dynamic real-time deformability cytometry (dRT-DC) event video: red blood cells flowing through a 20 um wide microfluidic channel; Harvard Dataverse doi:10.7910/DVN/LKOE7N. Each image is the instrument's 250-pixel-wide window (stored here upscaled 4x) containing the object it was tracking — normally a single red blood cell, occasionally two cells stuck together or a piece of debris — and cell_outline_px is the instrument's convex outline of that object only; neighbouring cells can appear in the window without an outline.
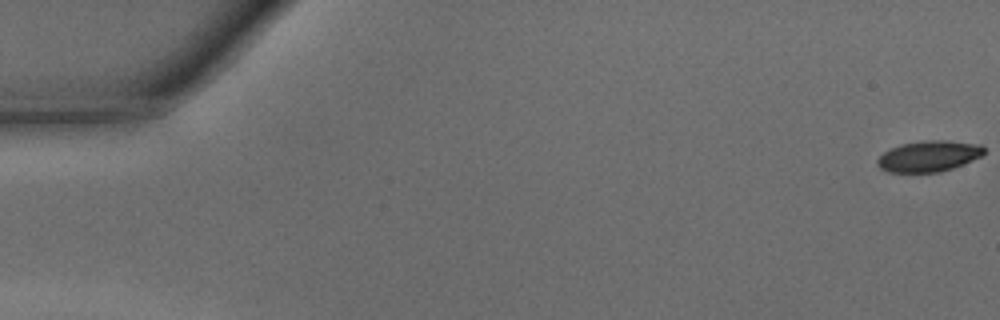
{"species": "common noctule bat (a hibernating species)", "species_latin": "Nyctalus noctula", "temperature_condition": "warm", "stored_images_in_passage": 48, "camera_frame_rate_fps": 3000, "um_per_image_px": 0.085, "animal": {"sex": "male", "body_mass_g": 15.6}, "frame": {"image": 1, "passage_image": 1, "time_ms": 0.0, "image_size_px": [1000, 320], "cell_outline_px": [[984, 152], [980, 156], [972, 160], [952, 168], [940, 172], [888, 172], [880, 168], [876, 164], [876, 160], [884, 152], [900, 144], [924, 140], [948, 140], [980, 144], [984, 148]], "centroid_in_image_um": [78.92, 13.27], "position_along_channel_um": 6.1, "area_um2": 19.19}}
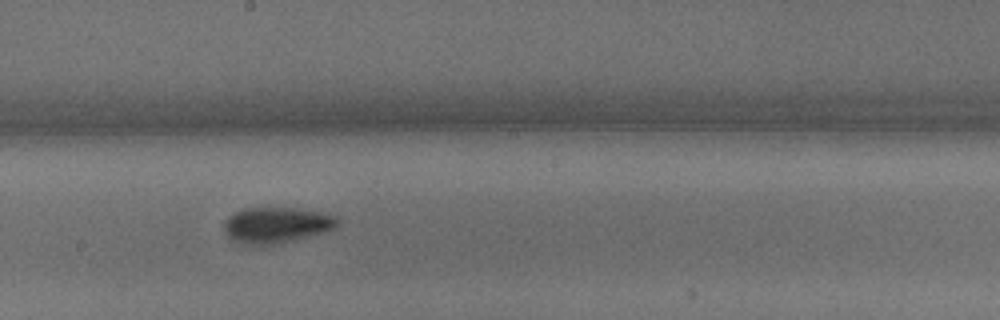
{"frame": {"image": 2, "passage_image": 27, "time_ms": 8.667, "image_size_px": [1000, 320], "cell_outline_px": [[340, 224], [336, 228], [324, 232], [292, 240], [272, 244], [244, 244], [232, 240], [224, 232], [224, 220], [228, 216], [244, 208], [296, 208], [324, 212], [336, 216], [340, 220]], "centroid_in_image_um": [23.52, 19.11], "position_along_channel_um": 224.7, "area_um2": 23.7}}
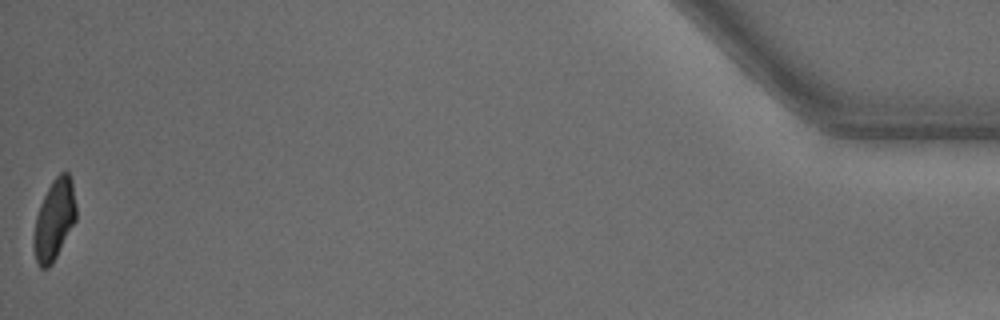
{"frame": {"image": 3, "passage_image": 48, "time_ms": 15.667, "image_size_px": [1000, 320], "cell_outline_px": [[76, 220], [52, 264], [48, 268], [40, 268], [36, 260], [32, 240], [36, 216], [40, 204], [52, 180], [60, 172], [68, 172], [72, 180], [76, 204]], "centroid_in_image_um": [4.61, 18.67], "position_along_channel_um": 430.6, "area_um2": 19.94}, "authors_computed_cell_mechanics": {"area_um2": 21.386, "velocity_mm_per_s": 4.2903, "shape_relaxation_time_tau1_ms": 2.449, "shape_relaxation_time_tau2_ms": 2.1436, "deformation_change_tau1": 0.1344, "deformation_change_tau2": 0.0675}}